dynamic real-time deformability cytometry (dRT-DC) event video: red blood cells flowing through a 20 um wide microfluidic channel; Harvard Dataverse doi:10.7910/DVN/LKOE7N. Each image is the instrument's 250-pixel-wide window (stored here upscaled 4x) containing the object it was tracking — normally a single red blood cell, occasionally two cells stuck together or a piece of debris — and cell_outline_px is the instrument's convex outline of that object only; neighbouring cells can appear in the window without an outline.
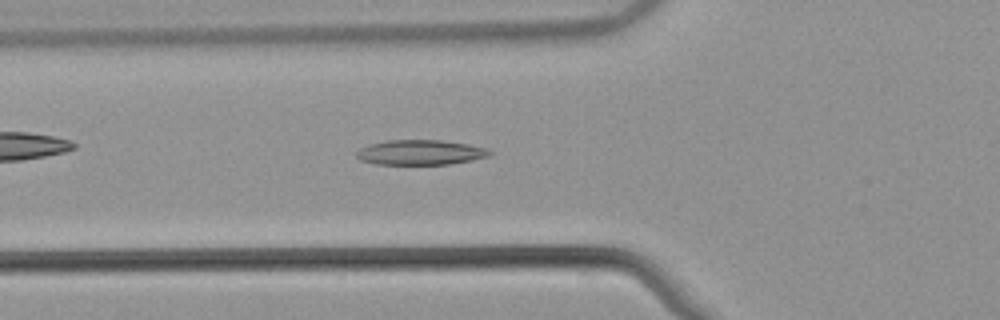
{"species": "common noctule bat (a hibernating species)", "species_latin": "Nyctalus noctula", "temperature_condition": "warm", "stored_images_in_passage": 41, "camera_frame_rate_fps": 3000, "um_per_image_px": 0.085, "animal": {"sex": "male", "body_mass_g": 21.5, "forearm_length_mm": 52.0}, "frame": {"image": 1, "passage_image": 7, "time_ms": 2.0, "image_size_px": [1000, 320], "cell_outline_px": [[492, 152], [488, 156], [472, 160], [448, 164], [376, 164], [360, 160], [356, 156], [356, 152], [360, 148], [368, 144], [388, 140], [440, 140], [468, 144], [488, 148]], "centroid_in_image_um": [35.72, 12.95], "position_along_channel_um": 90.1, "area_um2": 19.36}}
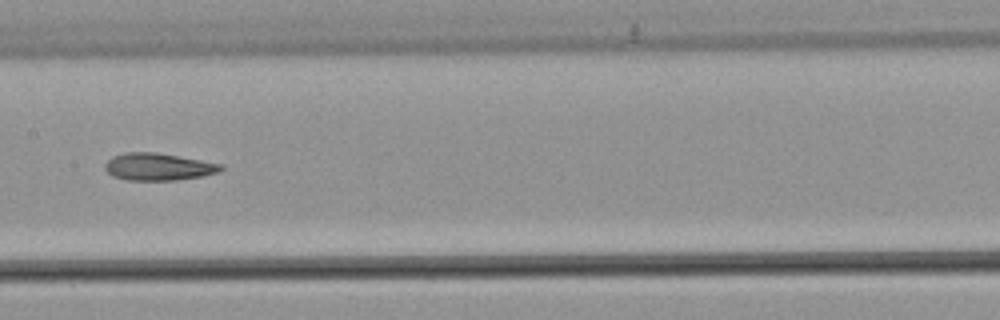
{"frame": {"image": 2, "passage_image": 15, "time_ms": 4.667, "image_size_px": [1000, 320], "cell_outline_px": [[224, 168], [216, 172], [200, 176], [176, 180], [124, 180], [112, 176], [104, 168], [104, 164], [112, 156], [124, 152], [156, 152], [224, 164]], "centroid_in_image_um": [13.41, 14.17], "position_along_channel_um": 194.0, "area_um2": 18.44}}
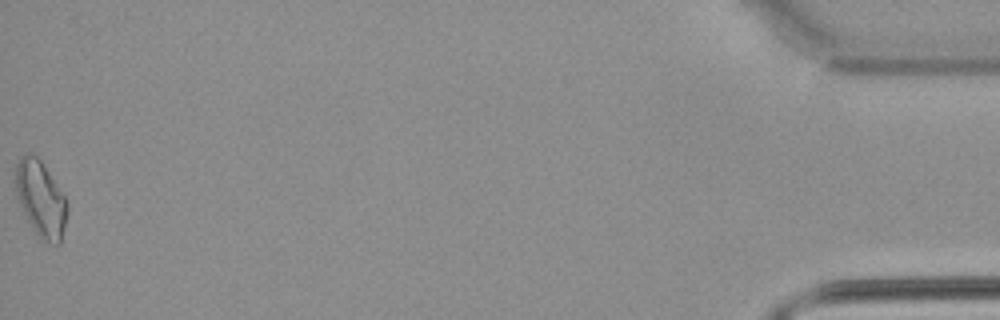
{"frame": {"image": 3, "passage_image": 41, "time_ms": 13.333, "image_size_px": [1000, 320], "cell_outline_px": [[68, 212], [60, 244], [56, 248], [40, 236], [32, 228], [16, 196], [16, 164], [20, 156], [28, 152], [36, 156], [40, 160], [64, 196], [68, 204]], "centroid_in_image_um": [3.47, 16.92], "position_along_channel_um": 431.7, "area_um2": 22.54}}